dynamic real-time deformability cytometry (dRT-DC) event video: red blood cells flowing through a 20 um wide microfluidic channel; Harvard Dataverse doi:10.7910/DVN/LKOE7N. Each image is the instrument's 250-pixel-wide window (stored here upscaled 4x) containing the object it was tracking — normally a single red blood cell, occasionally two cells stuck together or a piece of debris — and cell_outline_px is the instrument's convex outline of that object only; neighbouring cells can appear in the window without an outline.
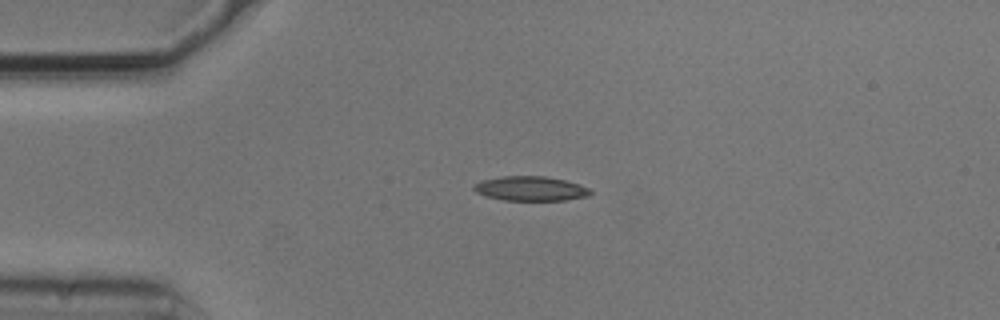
{"species": "common noctule bat (a hibernating species)", "species_latin": "Nyctalus noctula", "temperature_condition": "cold", "stored_images_in_passage": 2, "camera_frame_rate_fps": 3000, "um_per_image_px": 0.085, "animal": {"sex": "male", "body_mass_g": 20.5, "forearm_length_mm": 52.5}, "frame": {"image": 1, "passage_image": 1, "time_ms": 0.0, "image_size_px": [1000, 320], "cell_outline_px": [[592, 192], [588, 196], [564, 200], [504, 200], [484, 196], [476, 192], [472, 188], [480, 180], [500, 176], [544, 176], [564, 180], [580, 184], [588, 188]], "centroid_in_image_um": [45.07, 16.02], "position_along_channel_um": 39.9, "area_um2": 16.65}}